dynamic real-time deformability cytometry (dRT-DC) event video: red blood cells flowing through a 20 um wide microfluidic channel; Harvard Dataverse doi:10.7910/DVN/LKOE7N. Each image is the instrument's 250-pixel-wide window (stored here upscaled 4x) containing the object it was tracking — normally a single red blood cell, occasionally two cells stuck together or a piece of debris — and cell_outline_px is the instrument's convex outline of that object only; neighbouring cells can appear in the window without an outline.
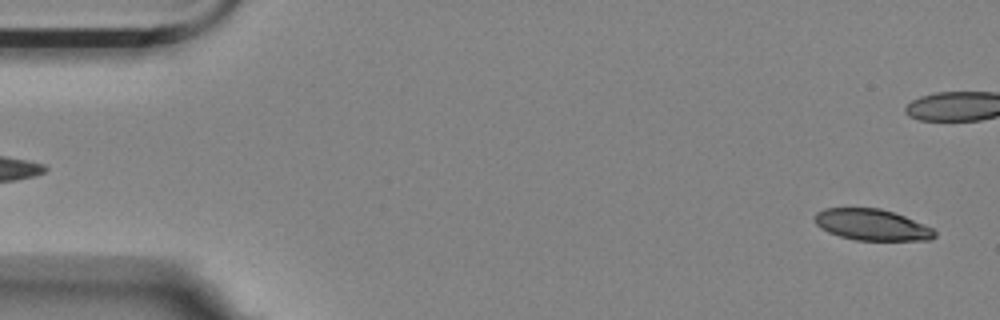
{"species": "Egyptian fruit bat (a non-hibernating species)", "species_latin": "Rousettus aegyptiacus", "temperature_condition": "room temperature", "stored_images_in_passage": 49, "camera_frame_rate_fps": 3000, "um_per_image_px": 0.085, "animal": {"sex": "female"}, "frame": {"image": 1, "passage_image": 2, "time_ms": 0.333, "image_size_px": [1000, 320], "cell_outline_px": [[936, 236], [932, 240], [856, 240], [840, 236], [828, 232], [820, 228], [816, 224], [816, 212], [824, 208], [880, 208], [904, 216], [932, 228], [936, 232]], "centroid_in_image_um": [74.11, 19.11], "position_along_channel_um": 10.9, "area_um2": 21.68}}
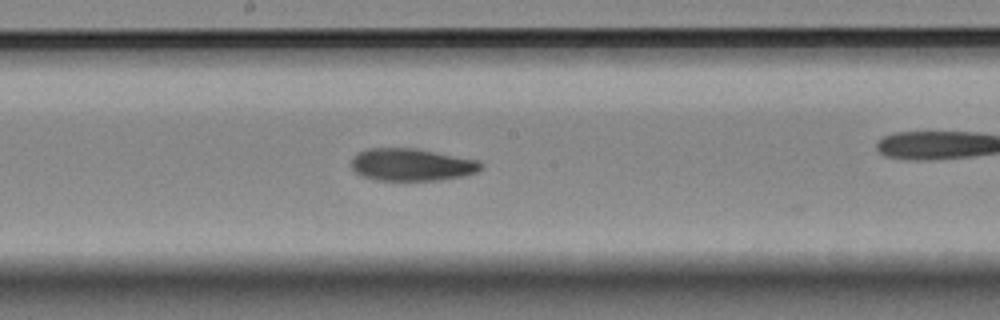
{"frame": {"image": 2, "passage_image": 29, "time_ms": 9.333, "image_size_px": [1000, 320], "cell_outline_px": [[484, 168], [476, 172], [464, 176], [444, 180], [372, 180], [360, 176], [352, 168], [352, 160], [356, 152], [368, 148], [416, 148], [480, 160], [484, 164]], "centroid_in_image_um": [35.02, 14.0], "position_along_channel_um": 213.2, "area_um2": 24.91}}
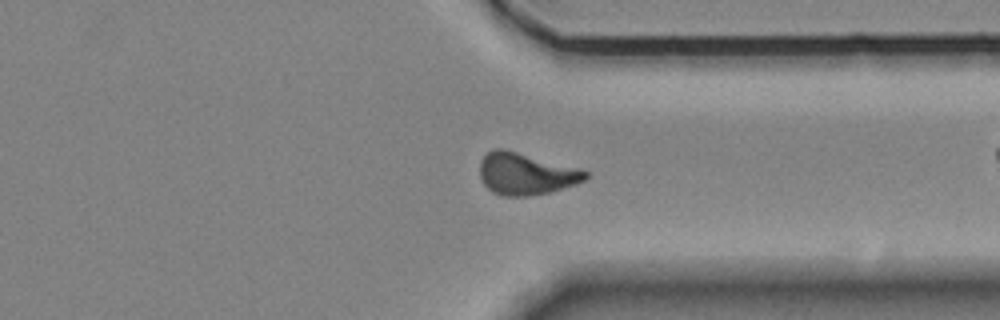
{"frame": {"image": 3, "passage_image": 42, "time_ms": 13.667, "image_size_px": [1000, 320], "cell_outline_px": [[588, 176], [584, 180], [576, 184], [548, 192], [528, 196], [504, 196], [492, 192], [484, 184], [480, 176], [480, 160], [492, 148], [500, 148], [516, 152], [576, 168], [588, 172]], "centroid_in_image_um": [44.65, 14.79], "position_along_channel_um": 366.8, "area_um2": 25.26}}